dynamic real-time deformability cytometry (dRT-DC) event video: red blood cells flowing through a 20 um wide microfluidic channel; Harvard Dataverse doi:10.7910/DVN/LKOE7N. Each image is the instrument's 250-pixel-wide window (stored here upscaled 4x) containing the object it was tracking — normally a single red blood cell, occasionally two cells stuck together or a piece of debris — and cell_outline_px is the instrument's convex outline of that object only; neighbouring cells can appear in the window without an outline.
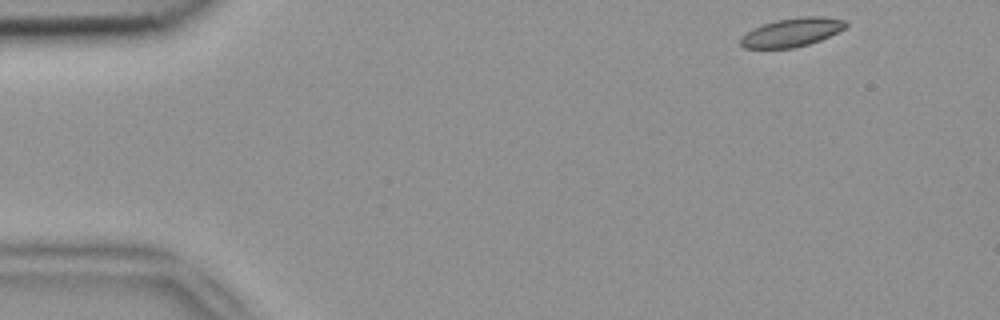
{"species": "common noctule bat (a hibernating species)", "species_latin": "Nyctalus noctula", "temperature_condition": "room temperature", "stored_images_in_passage": 48, "camera_frame_rate_fps": 3000, "um_per_image_px": 0.085, "animal": {"sex": "female", "body_mass_g": 18.4}, "frame": {"image": 1, "passage_image": 1, "time_ms": 0.0, "image_size_px": [1000, 320], "cell_outline_px": [[848, 24], [844, 28], [820, 40], [808, 44], [792, 48], [744, 48], [740, 44], [740, 40], [752, 28], [776, 20], [800, 16], [820, 16], [844, 20]], "centroid_in_image_um": [67.3, 2.74], "position_along_channel_um": 17.7, "area_um2": 17.28}}
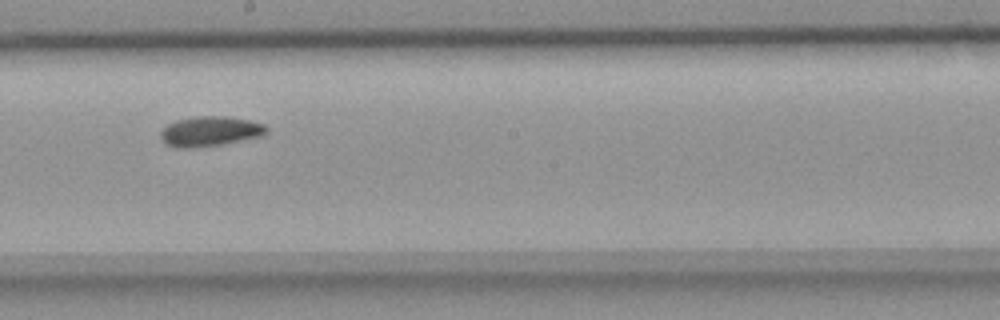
{"frame": {"image": 2, "passage_image": 25, "time_ms": 8.0, "image_size_px": [1000, 320], "cell_outline_px": [[268, 132], [260, 136], [220, 144], [192, 148], [176, 148], [168, 144], [160, 136], [160, 132], [168, 124], [176, 120], [196, 116], [224, 116], [248, 120], [264, 124], [268, 128]], "centroid_in_image_um": [17.85, 11.15], "position_along_channel_um": 230.4, "area_um2": 18.21}}
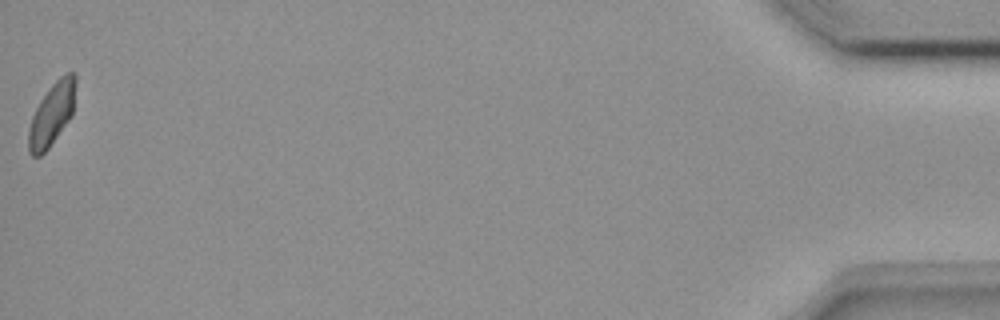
{"frame": {"image": 3, "passage_image": 48, "time_ms": 15.667, "image_size_px": [1000, 320], "cell_outline_px": [[76, 84], [72, 116], [48, 148], [40, 156], [32, 156], [28, 152], [28, 132], [32, 116], [40, 100], [48, 88], [60, 76], [68, 72], [72, 72], [76, 76]], "centroid_in_image_um": [4.41, 9.69], "position_along_channel_um": 430.8, "area_um2": 17.17}, "authors_computed_cell_mechanics": {"area_um2": 17.5712, "velocity_mm_per_s": 3.8876, "shape_relaxation_time_tau1_ms": 8.8366, "shape_relaxation_time_tau2_ms": 3.9751, "deformation_change_tau1": 0.1496, "deformation_change_tau2": 0.0731}}